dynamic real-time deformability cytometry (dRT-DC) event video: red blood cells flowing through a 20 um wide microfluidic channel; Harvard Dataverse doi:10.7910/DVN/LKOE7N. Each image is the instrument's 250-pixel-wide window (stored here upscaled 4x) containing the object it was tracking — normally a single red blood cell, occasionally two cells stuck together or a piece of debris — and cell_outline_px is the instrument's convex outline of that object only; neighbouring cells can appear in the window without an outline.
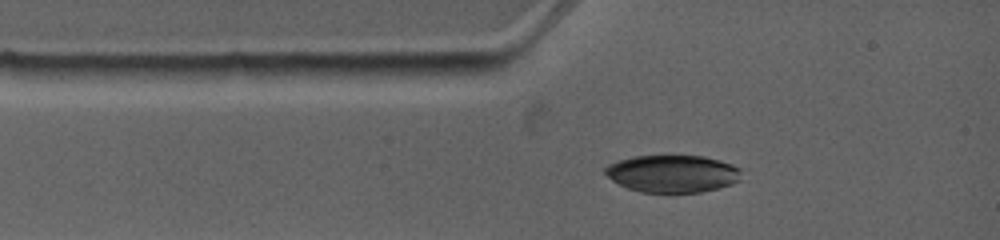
{"species": "common noctule bat (a hibernating species)", "species_latin": "Nyctalus noctula", "temperature_condition": "warm", "stored_images_in_passage": 4, "camera_frame_rate_fps": 4500, "um_per_image_px": 0.085, "animal": {"sex": "female", "body_mass_g": 19.0, "forearm_length_mm": 53.3}, "frame": {"image": 1, "passage_image": 1, "time_ms": 0.0, "image_size_px": [1000, 240], "cell_outline_px": [[740, 180], [732, 184], [700, 192], [640, 192], [628, 188], [612, 180], [604, 172], [604, 168], [608, 164], [632, 156], [704, 156], [720, 160], [732, 164], [740, 168]], "centroid_in_image_um": [57.16, 14.75], "position_along_channel_um": 27.8, "area_um2": 29.54}}
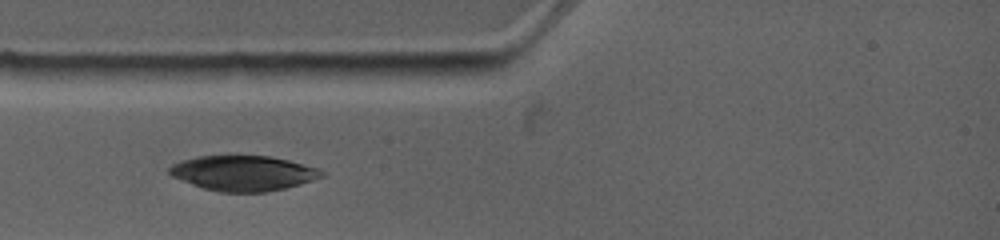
{"frame": {"image": 2, "passage_image": 2, "time_ms": 1.111, "image_size_px": [1000, 240], "cell_outline_px": [[324, 176], [300, 184], [284, 188], [264, 192], [220, 192], [204, 188], [192, 184], [172, 176], [168, 172], [168, 168], [172, 164], [180, 160], [196, 156], [272, 156], [288, 160], [316, 168], [324, 172]], "centroid_in_image_um": [20.64, 14.71], "position_along_channel_um": 64.4, "area_um2": 30.98}}